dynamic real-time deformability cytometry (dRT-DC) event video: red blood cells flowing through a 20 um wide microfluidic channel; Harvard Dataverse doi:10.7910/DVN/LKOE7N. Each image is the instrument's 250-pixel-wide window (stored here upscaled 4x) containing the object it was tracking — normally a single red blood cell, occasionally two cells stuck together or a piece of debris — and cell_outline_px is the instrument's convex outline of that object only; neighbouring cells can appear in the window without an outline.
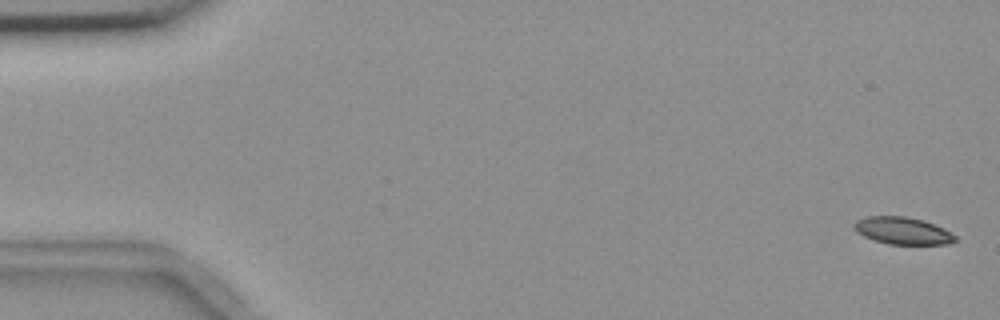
{"species": "common noctule bat (a hibernating species)", "species_latin": "Nyctalus noctula", "temperature_condition": "room temperature", "stored_images_in_passage": 10, "camera_frame_rate_fps": 3000, "um_per_image_px": 0.085, "animal": {"sex": "female", "body_mass_g": 18.4}, "frame": {"image": 1, "passage_image": 1, "time_ms": 0.0, "image_size_px": [1000, 320], "cell_outline_px": [[956, 240], [948, 244], [888, 244], [864, 236], [856, 232], [852, 228], [852, 224], [856, 220], [864, 216], [904, 216], [924, 220], [944, 228], [956, 236]], "centroid_in_image_um": [76.69, 19.6], "position_along_channel_um": 8.3, "area_um2": 16.13}}
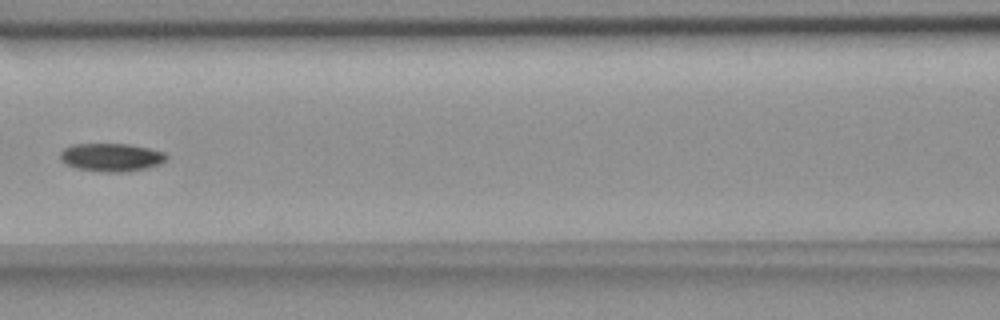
{"frame": {"image": 2, "passage_image": 7, "time_ms": 8.0, "image_size_px": [1000, 320], "cell_outline_px": [[168, 160], [160, 164], [148, 168], [128, 172], [104, 172], [76, 168], [60, 160], [60, 152], [64, 148], [72, 144], [128, 144], [148, 148], [164, 152], [168, 156]], "centroid_in_image_um": [9.49, 13.37], "position_along_channel_um": 157.1, "area_um2": 17.57}}
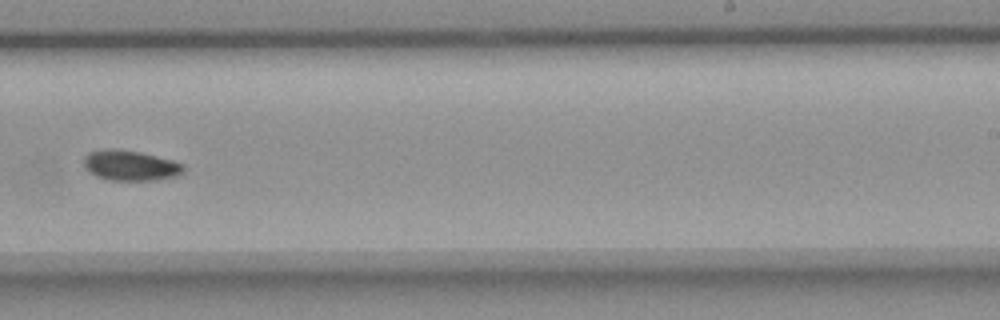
{"frame": {"image": 3, "passage_image": 10, "time_ms": 11.333, "image_size_px": [1000, 320], "cell_outline_px": [[184, 172], [176, 176], [156, 180], [108, 180], [96, 176], [88, 172], [84, 164], [84, 156], [88, 152], [104, 148], [116, 148], [140, 152], [172, 160], [184, 164]], "centroid_in_image_um": [11.06, 14.05], "position_along_channel_um": 277.9, "area_um2": 17.8}}